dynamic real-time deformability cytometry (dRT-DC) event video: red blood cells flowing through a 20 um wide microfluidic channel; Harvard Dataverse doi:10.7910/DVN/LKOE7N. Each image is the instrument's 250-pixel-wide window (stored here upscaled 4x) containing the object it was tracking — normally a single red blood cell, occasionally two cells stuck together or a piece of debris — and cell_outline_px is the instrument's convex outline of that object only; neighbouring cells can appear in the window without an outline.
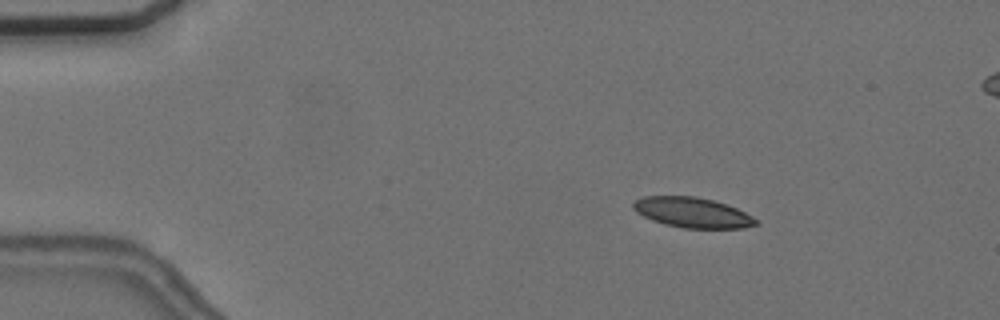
{"species": "common noctule bat (a hibernating species)", "species_latin": "Nyctalus noctula", "temperature_condition": "cold", "stored_images_in_passage": 57, "segment_of_instrument_passage": [1, 2], "camera_frame_rate_fps": 3000, "um_per_image_px": 0.085, "animal": {"sex": "female", "body_mass_g": 24.6, "forearm_length_mm": 56.2}, "frame": {"image": 1, "passage_image": 9, "time_ms": 2.667, "image_size_px": [1000, 320], "cell_outline_px": [[760, 224], [744, 228], [684, 228], [664, 224], [652, 220], [636, 212], [632, 208], [632, 204], [636, 200], [644, 196], [696, 196], [712, 200], [736, 208], [760, 220]], "centroid_in_image_um": [58.87, 18.07], "position_along_channel_um": 26.1, "area_um2": 21.62}}
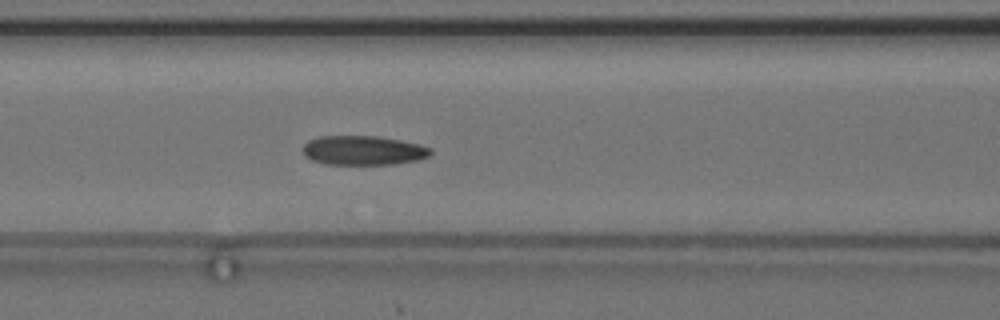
{"frame": {"image": 2, "passage_image": 24, "time_ms": 7.667, "image_size_px": [1000, 320], "cell_outline_px": [[432, 152], [428, 156], [416, 160], [396, 164], [328, 164], [312, 160], [304, 156], [304, 144], [308, 140], [320, 136], [380, 136], [420, 144], [432, 148]], "centroid_in_image_um": [30.89, 12.77], "position_along_channel_um": 135.7, "area_um2": 21.85}}
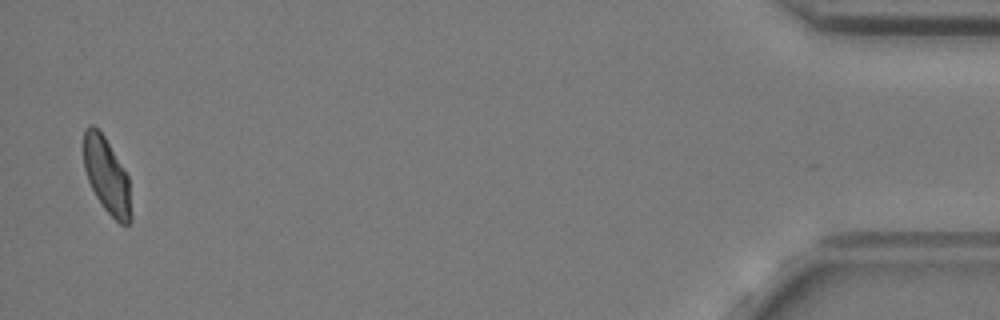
{"frame": {"image": 3, "passage_image": 55, "time_ms": 18.0, "image_size_px": [1000, 320], "cell_outline_px": [[132, 220], [128, 224], [120, 224], [104, 208], [96, 196], [88, 180], [84, 168], [84, 128], [88, 124], [92, 124], [104, 136], [128, 176], [132, 216]], "centroid_in_image_um": [9.08, 14.94], "position_along_channel_um": 426.1, "area_um2": 20.69}}